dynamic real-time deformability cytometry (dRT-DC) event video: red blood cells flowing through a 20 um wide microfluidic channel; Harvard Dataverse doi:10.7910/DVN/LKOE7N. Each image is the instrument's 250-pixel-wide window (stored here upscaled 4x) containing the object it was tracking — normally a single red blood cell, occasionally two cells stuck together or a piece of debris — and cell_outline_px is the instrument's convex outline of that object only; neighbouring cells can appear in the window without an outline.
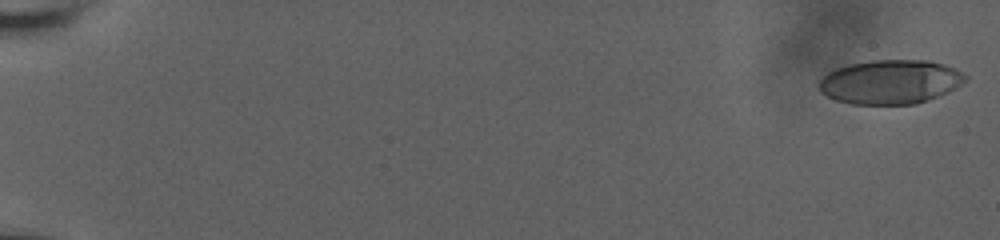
{"species": "human", "species_latin": "Homo sapiens", "temperature_condition": "room temperature", "stored_images_in_passage": 73, "camera_frame_rate_fps": 3000, "um_per_image_px": 0.085, "donor": {"sex": "male"}, "frame": {"image": 1, "passage_image": 1, "time_ms": 0.0, "image_size_px": [1000, 240], "cell_outline_px": [[968, 80], [948, 92], [928, 100], [916, 104], [852, 104], [836, 100], [820, 92], [816, 84], [828, 72], [836, 68], [848, 64], [872, 60], [932, 60], [956, 68], [968, 76]], "centroid_in_image_um": [75.69, 6.95], "position_along_channel_um": 9.3, "area_um2": 38.03}}
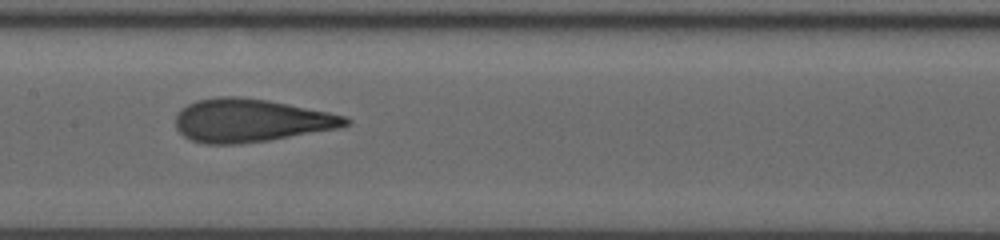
{"frame": {"image": 2, "passage_image": 40, "time_ms": 10.333, "image_size_px": [1000, 240], "cell_outline_px": [[352, 124], [340, 128], [268, 140], [240, 144], [204, 144], [192, 140], [184, 136], [176, 128], [176, 116], [188, 104], [196, 100], [220, 96], [240, 96], [268, 100], [348, 116], [352, 120]], "centroid_in_image_um": [21.35, 10.24], "position_along_channel_um": 186.0, "area_um2": 42.77}}
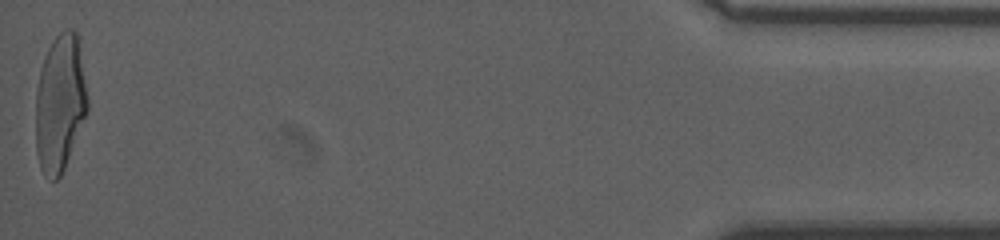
{"frame": {"image": 3, "passage_image": 73, "time_ms": 19.0, "image_size_px": [1000, 240], "cell_outline_px": [[88, 108], [64, 168], [60, 176], [56, 180], [52, 180], [44, 176], [40, 168], [36, 152], [36, 88], [44, 56], [52, 40], [64, 28], [72, 28], [76, 32], [88, 100]], "centroid_in_image_um": [5.07, 8.77], "position_along_channel_um": 430.1, "area_um2": 41.04}, "authors_computed_cell_mechanics": {"area_um2": 41.2692, "velocity_mm_per_s": 3.7847, "shape_relaxation_time_tau1_ms": 5.5449, "shape_relaxation_time_tau2_ms": 1.0088, "deformation_change_tau1": 0.2169, "deformation_change_tau2": 0.1026}}